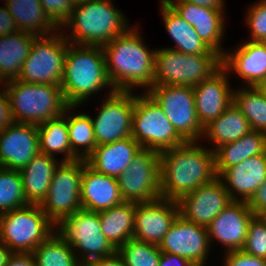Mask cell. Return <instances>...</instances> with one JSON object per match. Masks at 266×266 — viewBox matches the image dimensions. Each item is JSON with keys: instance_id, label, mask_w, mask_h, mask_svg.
<instances>
[{"instance_id": "45", "label": "cell", "mask_w": 266, "mask_h": 266, "mask_svg": "<svg viewBox=\"0 0 266 266\" xmlns=\"http://www.w3.org/2000/svg\"><path fill=\"white\" fill-rule=\"evenodd\" d=\"M17 30L18 29L15 25L13 17L10 15L6 6L5 7L0 6V37L14 33Z\"/></svg>"}, {"instance_id": "42", "label": "cell", "mask_w": 266, "mask_h": 266, "mask_svg": "<svg viewBox=\"0 0 266 266\" xmlns=\"http://www.w3.org/2000/svg\"><path fill=\"white\" fill-rule=\"evenodd\" d=\"M224 266H266L264 258L245 253L243 250L225 252Z\"/></svg>"}, {"instance_id": "48", "label": "cell", "mask_w": 266, "mask_h": 266, "mask_svg": "<svg viewBox=\"0 0 266 266\" xmlns=\"http://www.w3.org/2000/svg\"><path fill=\"white\" fill-rule=\"evenodd\" d=\"M6 266H36L32 253H12Z\"/></svg>"}, {"instance_id": "40", "label": "cell", "mask_w": 266, "mask_h": 266, "mask_svg": "<svg viewBox=\"0 0 266 266\" xmlns=\"http://www.w3.org/2000/svg\"><path fill=\"white\" fill-rule=\"evenodd\" d=\"M246 22L250 29L251 39L255 42H266V0H259L250 6Z\"/></svg>"}, {"instance_id": "4", "label": "cell", "mask_w": 266, "mask_h": 266, "mask_svg": "<svg viewBox=\"0 0 266 266\" xmlns=\"http://www.w3.org/2000/svg\"><path fill=\"white\" fill-rule=\"evenodd\" d=\"M128 23L112 0H87L74 5L59 31L64 33V26L70 28L71 34L64 36L69 43L103 47L124 34L130 28Z\"/></svg>"}, {"instance_id": "13", "label": "cell", "mask_w": 266, "mask_h": 266, "mask_svg": "<svg viewBox=\"0 0 266 266\" xmlns=\"http://www.w3.org/2000/svg\"><path fill=\"white\" fill-rule=\"evenodd\" d=\"M162 107L164 114L186 141H199L203 136L195 109L192 86L158 85L147 91Z\"/></svg>"}, {"instance_id": "5", "label": "cell", "mask_w": 266, "mask_h": 266, "mask_svg": "<svg viewBox=\"0 0 266 266\" xmlns=\"http://www.w3.org/2000/svg\"><path fill=\"white\" fill-rule=\"evenodd\" d=\"M15 122L39 125L61 116L68 106L61 86L26 83L18 79L3 85Z\"/></svg>"}, {"instance_id": "23", "label": "cell", "mask_w": 266, "mask_h": 266, "mask_svg": "<svg viewBox=\"0 0 266 266\" xmlns=\"http://www.w3.org/2000/svg\"><path fill=\"white\" fill-rule=\"evenodd\" d=\"M81 208L100 212L124 202L117 178L96 171L83 160L80 193Z\"/></svg>"}, {"instance_id": "47", "label": "cell", "mask_w": 266, "mask_h": 266, "mask_svg": "<svg viewBox=\"0 0 266 266\" xmlns=\"http://www.w3.org/2000/svg\"><path fill=\"white\" fill-rule=\"evenodd\" d=\"M84 266H125L120 254L115 251L113 254L92 260Z\"/></svg>"}, {"instance_id": "10", "label": "cell", "mask_w": 266, "mask_h": 266, "mask_svg": "<svg viewBox=\"0 0 266 266\" xmlns=\"http://www.w3.org/2000/svg\"><path fill=\"white\" fill-rule=\"evenodd\" d=\"M69 42L57 32L37 36L22 65L18 80L26 83L61 85Z\"/></svg>"}, {"instance_id": "24", "label": "cell", "mask_w": 266, "mask_h": 266, "mask_svg": "<svg viewBox=\"0 0 266 266\" xmlns=\"http://www.w3.org/2000/svg\"><path fill=\"white\" fill-rule=\"evenodd\" d=\"M219 178L233 201L248 202L266 180V152L227 168Z\"/></svg>"}, {"instance_id": "16", "label": "cell", "mask_w": 266, "mask_h": 266, "mask_svg": "<svg viewBox=\"0 0 266 266\" xmlns=\"http://www.w3.org/2000/svg\"><path fill=\"white\" fill-rule=\"evenodd\" d=\"M177 202L180 215L192 223L207 227L233 200L222 180L216 177Z\"/></svg>"}, {"instance_id": "21", "label": "cell", "mask_w": 266, "mask_h": 266, "mask_svg": "<svg viewBox=\"0 0 266 266\" xmlns=\"http://www.w3.org/2000/svg\"><path fill=\"white\" fill-rule=\"evenodd\" d=\"M181 18L192 25L195 32L212 50L224 55L222 40L225 35L224 13L188 2H166Z\"/></svg>"}, {"instance_id": "50", "label": "cell", "mask_w": 266, "mask_h": 266, "mask_svg": "<svg viewBox=\"0 0 266 266\" xmlns=\"http://www.w3.org/2000/svg\"><path fill=\"white\" fill-rule=\"evenodd\" d=\"M12 251L4 244L0 242V266H6Z\"/></svg>"}, {"instance_id": "43", "label": "cell", "mask_w": 266, "mask_h": 266, "mask_svg": "<svg viewBox=\"0 0 266 266\" xmlns=\"http://www.w3.org/2000/svg\"><path fill=\"white\" fill-rule=\"evenodd\" d=\"M14 122L9 97L4 87L0 92V130L12 125Z\"/></svg>"}, {"instance_id": "33", "label": "cell", "mask_w": 266, "mask_h": 266, "mask_svg": "<svg viewBox=\"0 0 266 266\" xmlns=\"http://www.w3.org/2000/svg\"><path fill=\"white\" fill-rule=\"evenodd\" d=\"M39 152L54 157L63 154L62 162L72 161V149L68 135L67 107L64 113L54 119L37 125Z\"/></svg>"}, {"instance_id": "52", "label": "cell", "mask_w": 266, "mask_h": 266, "mask_svg": "<svg viewBox=\"0 0 266 266\" xmlns=\"http://www.w3.org/2000/svg\"><path fill=\"white\" fill-rule=\"evenodd\" d=\"M259 216L266 222V209L265 210H263L260 214H259Z\"/></svg>"}, {"instance_id": "17", "label": "cell", "mask_w": 266, "mask_h": 266, "mask_svg": "<svg viewBox=\"0 0 266 266\" xmlns=\"http://www.w3.org/2000/svg\"><path fill=\"white\" fill-rule=\"evenodd\" d=\"M179 214L178 202L170 199L135 203L133 238L159 245Z\"/></svg>"}, {"instance_id": "32", "label": "cell", "mask_w": 266, "mask_h": 266, "mask_svg": "<svg viewBox=\"0 0 266 266\" xmlns=\"http://www.w3.org/2000/svg\"><path fill=\"white\" fill-rule=\"evenodd\" d=\"M101 230L104 236L117 250L133 238L135 223V203L123 202L99 212Z\"/></svg>"}, {"instance_id": "26", "label": "cell", "mask_w": 266, "mask_h": 266, "mask_svg": "<svg viewBox=\"0 0 266 266\" xmlns=\"http://www.w3.org/2000/svg\"><path fill=\"white\" fill-rule=\"evenodd\" d=\"M47 154L38 153L19 172L28 204L40 205L45 199L57 166L62 162Z\"/></svg>"}, {"instance_id": "44", "label": "cell", "mask_w": 266, "mask_h": 266, "mask_svg": "<svg viewBox=\"0 0 266 266\" xmlns=\"http://www.w3.org/2000/svg\"><path fill=\"white\" fill-rule=\"evenodd\" d=\"M247 204H248V207L253 211L255 215H259L263 210L266 209V180L255 191V193L249 199Z\"/></svg>"}, {"instance_id": "28", "label": "cell", "mask_w": 266, "mask_h": 266, "mask_svg": "<svg viewBox=\"0 0 266 266\" xmlns=\"http://www.w3.org/2000/svg\"><path fill=\"white\" fill-rule=\"evenodd\" d=\"M19 31L46 36L60 28L46 14L40 0H3ZM55 30V31H54Z\"/></svg>"}, {"instance_id": "29", "label": "cell", "mask_w": 266, "mask_h": 266, "mask_svg": "<svg viewBox=\"0 0 266 266\" xmlns=\"http://www.w3.org/2000/svg\"><path fill=\"white\" fill-rule=\"evenodd\" d=\"M266 152V133L250 131L240 139L218 147L215 151V172L219 177L227 168Z\"/></svg>"}, {"instance_id": "38", "label": "cell", "mask_w": 266, "mask_h": 266, "mask_svg": "<svg viewBox=\"0 0 266 266\" xmlns=\"http://www.w3.org/2000/svg\"><path fill=\"white\" fill-rule=\"evenodd\" d=\"M125 266H159L161 251L156 244L129 239L116 250Z\"/></svg>"}, {"instance_id": "51", "label": "cell", "mask_w": 266, "mask_h": 266, "mask_svg": "<svg viewBox=\"0 0 266 266\" xmlns=\"http://www.w3.org/2000/svg\"><path fill=\"white\" fill-rule=\"evenodd\" d=\"M257 88L266 96V78L257 86Z\"/></svg>"}, {"instance_id": "31", "label": "cell", "mask_w": 266, "mask_h": 266, "mask_svg": "<svg viewBox=\"0 0 266 266\" xmlns=\"http://www.w3.org/2000/svg\"><path fill=\"white\" fill-rule=\"evenodd\" d=\"M251 131L247 118L232 103L218 118L204 127L203 136L215 151L221 145L237 141ZM214 148V149H213Z\"/></svg>"}, {"instance_id": "2", "label": "cell", "mask_w": 266, "mask_h": 266, "mask_svg": "<svg viewBox=\"0 0 266 266\" xmlns=\"http://www.w3.org/2000/svg\"><path fill=\"white\" fill-rule=\"evenodd\" d=\"M139 33V34H138ZM138 28H129L104 45L106 71L114 90L153 86L156 50L148 49Z\"/></svg>"}, {"instance_id": "53", "label": "cell", "mask_w": 266, "mask_h": 266, "mask_svg": "<svg viewBox=\"0 0 266 266\" xmlns=\"http://www.w3.org/2000/svg\"><path fill=\"white\" fill-rule=\"evenodd\" d=\"M74 4H77V3H80V2H83V1H87V0H72Z\"/></svg>"}, {"instance_id": "18", "label": "cell", "mask_w": 266, "mask_h": 266, "mask_svg": "<svg viewBox=\"0 0 266 266\" xmlns=\"http://www.w3.org/2000/svg\"><path fill=\"white\" fill-rule=\"evenodd\" d=\"M38 153L37 125L14 122L0 130V167L20 171Z\"/></svg>"}, {"instance_id": "35", "label": "cell", "mask_w": 266, "mask_h": 266, "mask_svg": "<svg viewBox=\"0 0 266 266\" xmlns=\"http://www.w3.org/2000/svg\"><path fill=\"white\" fill-rule=\"evenodd\" d=\"M32 255L36 266H82L72 247L56 231Z\"/></svg>"}, {"instance_id": "36", "label": "cell", "mask_w": 266, "mask_h": 266, "mask_svg": "<svg viewBox=\"0 0 266 266\" xmlns=\"http://www.w3.org/2000/svg\"><path fill=\"white\" fill-rule=\"evenodd\" d=\"M233 103L247 118L252 131L266 133V96L257 87L234 89Z\"/></svg>"}, {"instance_id": "25", "label": "cell", "mask_w": 266, "mask_h": 266, "mask_svg": "<svg viewBox=\"0 0 266 266\" xmlns=\"http://www.w3.org/2000/svg\"><path fill=\"white\" fill-rule=\"evenodd\" d=\"M141 149L142 147L130 136L96 146L86 162L96 171L117 178L131 164Z\"/></svg>"}, {"instance_id": "12", "label": "cell", "mask_w": 266, "mask_h": 266, "mask_svg": "<svg viewBox=\"0 0 266 266\" xmlns=\"http://www.w3.org/2000/svg\"><path fill=\"white\" fill-rule=\"evenodd\" d=\"M160 174V153L142 148L117 177L123 200L147 203L161 198Z\"/></svg>"}, {"instance_id": "22", "label": "cell", "mask_w": 266, "mask_h": 266, "mask_svg": "<svg viewBox=\"0 0 266 266\" xmlns=\"http://www.w3.org/2000/svg\"><path fill=\"white\" fill-rule=\"evenodd\" d=\"M235 49L225 51L222 67L237 74L248 87H257L266 78V42L248 40Z\"/></svg>"}, {"instance_id": "39", "label": "cell", "mask_w": 266, "mask_h": 266, "mask_svg": "<svg viewBox=\"0 0 266 266\" xmlns=\"http://www.w3.org/2000/svg\"><path fill=\"white\" fill-rule=\"evenodd\" d=\"M242 250L249 255L266 258V222L259 215H254L249 222Z\"/></svg>"}, {"instance_id": "41", "label": "cell", "mask_w": 266, "mask_h": 266, "mask_svg": "<svg viewBox=\"0 0 266 266\" xmlns=\"http://www.w3.org/2000/svg\"><path fill=\"white\" fill-rule=\"evenodd\" d=\"M46 14L59 27L70 18L74 7L72 0H40Z\"/></svg>"}, {"instance_id": "11", "label": "cell", "mask_w": 266, "mask_h": 266, "mask_svg": "<svg viewBox=\"0 0 266 266\" xmlns=\"http://www.w3.org/2000/svg\"><path fill=\"white\" fill-rule=\"evenodd\" d=\"M82 175L83 159L61 162L57 166L46 197L40 204L41 209L55 225L64 217L81 209Z\"/></svg>"}, {"instance_id": "15", "label": "cell", "mask_w": 266, "mask_h": 266, "mask_svg": "<svg viewBox=\"0 0 266 266\" xmlns=\"http://www.w3.org/2000/svg\"><path fill=\"white\" fill-rule=\"evenodd\" d=\"M158 247L163 253L186 258L196 266H205L211 245L207 227L192 223L179 214Z\"/></svg>"}, {"instance_id": "20", "label": "cell", "mask_w": 266, "mask_h": 266, "mask_svg": "<svg viewBox=\"0 0 266 266\" xmlns=\"http://www.w3.org/2000/svg\"><path fill=\"white\" fill-rule=\"evenodd\" d=\"M221 67L209 79L193 86L197 118L204 128L218 118L232 103L229 74Z\"/></svg>"}, {"instance_id": "7", "label": "cell", "mask_w": 266, "mask_h": 266, "mask_svg": "<svg viewBox=\"0 0 266 266\" xmlns=\"http://www.w3.org/2000/svg\"><path fill=\"white\" fill-rule=\"evenodd\" d=\"M55 228L40 205L27 204L0 214V242L13 253H32Z\"/></svg>"}, {"instance_id": "6", "label": "cell", "mask_w": 266, "mask_h": 266, "mask_svg": "<svg viewBox=\"0 0 266 266\" xmlns=\"http://www.w3.org/2000/svg\"><path fill=\"white\" fill-rule=\"evenodd\" d=\"M222 67L218 53L185 54L168 48L155 52L154 82L158 85L196 86Z\"/></svg>"}, {"instance_id": "3", "label": "cell", "mask_w": 266, "mask_h": 266, "mask_svg": "<svg viewBox=\"0 0 266 266\" xmlns=\"http://www.w3.org/2000/svg\"><path fill=\"white\" fill-rule=\"evenodd\" d=\"M61 90L68 106H78L110 86L106 60L100 46L68 44Z\"/></svg>"}, {"instance_id": "14", "label": "cell", "mask_w": 266, "mask_h": 266, "mask_svg": "<svg viewBox=\"0 0 266 266\" xmlns=\"http://www.w3.org/2000/svg\"><path fill=\"white\" fill-rule=\"evenodd\" d=\"M108 93L97 116L92 118L96 146L126 139L132 132L135 93L114 89Z\"/></svg>"}, {"instance_id": "1", "label": "cell", "mask_w": 266, "mask_h": 266, "mask_svg": "<svg viewBox=\"0 0 266 266\" xmlns=\"http://www.w3.org/2000/svg\"><path fill=\"white\" fill-rule=\"evenodd\" d=\"M160 173L161 198L179 201L217 177L214 151L187 141L160 153Z\"/></svg>"}, {"instance_id": "8", "label": "cell", "mask_w": 266, "mask_h": 266, "mask_svg": "<svg viewBox=\"0 0 266 266\" xmlns=\"http://www.w3.org/2000/svg\"><path fill=\"white\" fill-rule=\"evenodd\" d=\"M135 95L132 138L143 148L162 153L187 141L177 132L162 107L146 91Z\"/></svg>"}, {"instance_id": "37", "label": "cell", "mask_w": 266, "mask_h": 266, "mask_svg": "<svg viewBox=\"0 0 266 266\" xmlns=\"http://www.w3.org/2000/svg\"><path fill=\"white\" fill-rule=\"evenodd\" d=\"M27 204L20 172L0 167V214Z\"/></svg>"}, {"instance_id": "30", "label": "cell", "mask_w": 266, "mask_h": 266, "mask_svg": "<svg viewBox=\"0 0 266 266\" xmlns=\"http://www.w3.org/2000/svg\"><path fill=\"white\" fill-rule=\"evenodd\" d=\"M160 4L165 29L176 44V47L169 49L185 54L217 53L203 42L194 27L177 15L166 2Z\"/></svg>"}, {"instance_id": "27", "label": "cell", "mask_w": 266, "mask_h": 266, "mask_svg": "<svg viewBox=\"0 0 266 266\" xmlns=\"http://www.w3.org/2000/svg\"><path fill=\"white\" fill-rule=\"evenodd\" d=\"M35 34L15 31L0 37V83L18 79L29 56Z\"/></svg>"}, {"instance_id": "9", "label": "cell", "mask_w": 266, "mask_h": 266, "mask_svg": "<svg viewBox=\"0 0 266 266\" xmlns=\"http://www.w3.org/2000/svg\"><path fill=\"white\" fill-rule=\"evenodd\" d=\"M55 229L72 247L82 266L116 251L101 230L99 212L81 208L64 217Z\"/></svg>"}, {"instance_id": "49", "label": "cell", "mask_w": 266, "mask_h": 266, "mask_svg": "<svg viewBox=\"0 0 266 266\" xmlns=\"http://www.w3.org/2000/svg\"><path fill=\"white\" fill-rule=\"evenodd\" d=\"M160 2H188L210 9H219L224 12V0H161Z\"/></svg>"}, {"instance_id": "19", "label": "cell", "mask_w": 266, "mask_h": 266, "mask_svg": "<svg viewBox=\"0 0 266 266\" xmlns=\"http://www.w3.org/2000/svg\"><path fill=\"white\" fill-rule=\"evenodd\" d=\"M254 215L247 202L233 201L207 226L210 243L216 239L226 252L242 250Z\"/></svg>"}, {"instance_id": "34", "label": "cell", "mask_w": 266, "mask_h": 266, "mask_svg": "<svg viewBox=\"0 0 266 266\" xmlns=\"http://www.w3.org/2000/svg\"><path fill=\"white\" fill-rule=\"evenodd\" d=\"M76 108L77 106H67V125L72 149V161L78 159L86 160L96 147L92 116L83 112L70 114V110Z\"/></svg>"}, {"instance_id": "46", "label": "cell", "mask_w": 266, "mask_h": 266, "mask_svg": "<svg viewBox=\"0 0 266 266\" xmlns=\"http://www.w3.org/2000/svg\"><path fill=\"white\" fill-rule=\"evenodd\" d=\"M159 266H196L192 261L170 253L161 252Z\"/></svg>"}]
</instances>
